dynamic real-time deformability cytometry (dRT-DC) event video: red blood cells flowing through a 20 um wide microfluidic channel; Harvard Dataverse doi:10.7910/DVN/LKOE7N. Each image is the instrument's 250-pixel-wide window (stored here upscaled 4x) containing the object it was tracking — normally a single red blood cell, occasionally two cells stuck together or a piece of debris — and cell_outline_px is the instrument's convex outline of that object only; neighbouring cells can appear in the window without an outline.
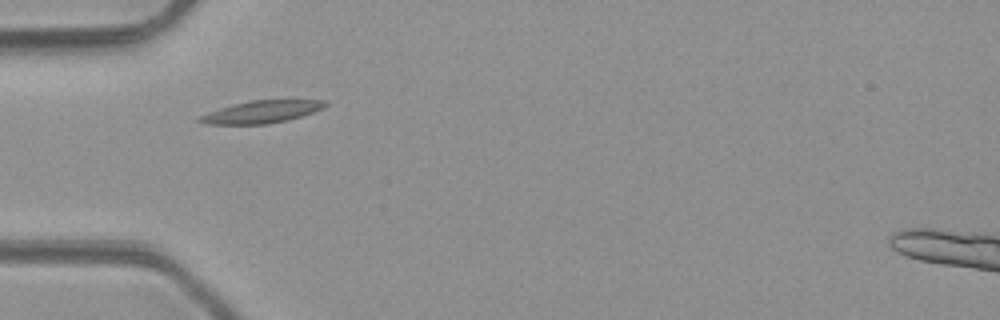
{"species": "common noctule bat (a hibernating species)", "species_latin": "Nyctalus noctula", "temperature_condition": "room temperature", "stored_images_in_passage": 2, "camera_frame_rate_fps": 3000, "um_per_image_px": 0.085, "animal": {"sex": "male", "body_mass_g": 23.1, "forearm_length_mm": 52.7}, "frame": {"image": 1, "passage_image": 2, "time_ms": 1.333, "image_size_px": [1000, 320], "cell_outline_px": [[328, 104], [324, 108], [288, 120], [268, 124], [204, 124], [196, 120], [200, 116], [208, 112], [232, 104], [248, 100], [328, 100]], "centroid_in_image_um": [22.23, 9.5], "position_along_channel_um": 62.8, "area_um2": 16.42}}